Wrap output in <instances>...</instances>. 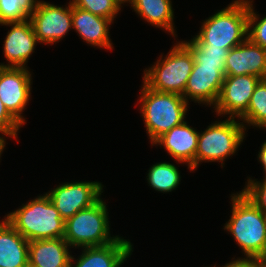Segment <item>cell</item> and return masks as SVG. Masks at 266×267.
Instances as JSON below:
<instances>
[{"label": "cell", "mask_w": 266, "mask_h": 267, "mask_svg": "<svg viewBox=\"0 0 266 267\" xmlns=\"http://www.w3.org/2000/svg\"><path fill=\"white\" fill-rule=\"evenodd\" d=\"M230 195L231 216L223 229L234 237L245 258L266 261V214L241 191Z\"/></svg>", "instance_id": "obj_1"}, {"label": "cell", "mask_w": 266, "mask_h": 267, "mask_svg": "<svg viewBox=\"0 0 266 267\" xmlns=\"http://www.w3.org/2000/svg\"><path fill=\"white\" fill-rule=\"evenodd\" d=\"M28 201L3 218L28 241L64 238L65 221L49 196L39 194Z\"/></svg>", "instance_id": "obj_2"}, {"label": "cell", "mask_w": 266, "mask_h": 267, "mask_svg": "<svg viewBox=\"0 0 266 267\" xmlns=\"http://www.w3.org/2000/svg\"><path fill=\"white\" fill-rule=\"evenodd\" d=\"M139 94V110L151 144L185 121L189 103L183 96L152 90L144 83Z\"/></svg>", "instance_id": "obj_3"}, {"label": "cell", "mask_w": 266, "mask_h": 267, "mask_svg": "<svg viewBox=\"0 0 266 267\" xmlns=\"http://www.w3.org/2000/svg\"><path fill=\"white\" fill-rule=\"evenodd\" d=\"M248 0H234L206 18L192 38L198 44L232 49L248 38Z\"/></svg>", "instance_id": "obj_4"}, {"label": "cell", "mask_w": 266, "mask_h": 267, "mask_svg": "<svg viewBox=\"0 0 266 267\" xmlns=\"http://www.w3.org/2000/svg\"><path fill=\"white\" fill-rule=\"evenodd\" d=\"M176 42L164 59L161 54L151 67L143 71L142 83L152 90L183 96L194 58L181 41Z\"/></svg>", "instance_id": "obj_5"}, {"label": "cell", "mask_w": 266, "mask_h": 267, "mask_svg": "<svg viewBox=\"0 0 266 267\" xmlns=\"http://www.w3.org/2000/svg\"><path fill=\"white\" fill-rule=\"evenodd\" d=\"M107 207L101 197L95 204L78 211L65 221L64 239L72 248L103 246L120 237L110 234Z\"/></svg>", "instance_id": "obj_6"}, {"label": "cell", "mask_w": 266, "mask_h": 267, "mask_svg": "<svg viewBox=\"0 0 266 267\" xmlns=\"http://www.w3.org/2000/svg\"><path fill=\"white\" fill-rule=\"evenodd\" d=\"M246 133V128L239 119L228 117L209 124L204 131H199L195 170L203 162H219L224 168V161L235 155Z\"/></svg>", "instance_id": "obj_7"}, {"label": "cell", "mask_w": 266, "mask_h": 267, "mask_svg": "<svg viewBox=\"0 0 266 267\" xmlns=\"http://www.w3.org/2000/svg\"><path fill=\"white\" fill-rule=\"evenodd\" d=\"M29 20L40 44H56L73 29L72 2L65 7L39 0Z\"/></svg>", "instance_id": "obj_8"}, {"label": "cell", "mask_w": 266, "mask_h": 267, "mask_svg": "<svg viewBox=\"0 0 266 267\" xmlns=\"http://www.w3.org/2000/svg\"><path fill=\"white\" fill-rule=\"evenodd\" d=\"M54 187L46 194L64 221L95 204L104 191L99 181L64 182Z\"/></svg>", "instance_id": "obj_9"}, {"label": "cell", "mask_w": 266, "mask_h": 267, "mask_svg": "<svg viewBox=\"0 0 266 267\" xmlns=\"http://www.w3.org/2000/svg\"><path fill=\"white\" fill-rule=\"evenodd\" d=\"M32 75L29 68L0 67V100L22 125L26 123L23 112L31 99Z\"/></svg>", "instance_id": "obj_10"}, {"label": "cell", "mask_w": 266, "mask_h": 267, "mask_svg": "<svg viewBox=\"0 0 266 267\" xmlns=\"http://www.w3.org/2000/svg\"><path fill=\"white\" fill-rule=\"evenodd\" d=\"M260 80L253 75L225 76L213 112L218 116L239 119L247 111Z\"/></svg>", "instance_id": "obj_11"}, {"label": "cell", "mask_w": 266, "mask_h": 267, "mask_svg": "<svg viewBox=\"0 0 266 267\" xmlns=\"http://www.w3.org/2000/svg\"><path fill=\"white\" fill-rule=\"evenodd\" d=\"M225 79V69L219 64L195 63L183 93L184 99L214 107Z\"/></svg>", "instance_id": "obj_12"}, {"label": "cell", "mask_w": 266, "mask_h": 267, "mask_svg": "<svg viewBox=\"0 0 266 267\" xmlns=\"http://www.w3.org/2000/svg\"><path fill=\"white\" fill-rule=\"evenodd\" d=\"M0 25L10 27L3 44V54L8 63H0V67L29 68L28 60L39 44L30 20Z\"/></svg>", "instance_id": "obj_13"}, {"label": "cell", "mask_w": 266, "mask_h": 267, "mask_svg": "<svg viewBox=\"0 0 266 267\" xmlns=\"http://www.w3.org/2000/svg\"><path fill=\"white\" fill-rule=\"evenodd\" d=\"M199 131L185 120L181 125L173 127L160 136L152 146H164V149L177 164H186L189 171L195 170V154Z\"/></svg>", "instance_id": "obj_14"}, {"label": "cell", "mask_w": 266, "mask_h": 267, "mask_svg": "<svg viewBox=\"0 0 266 267\" xmlns=\"http://www.w3.org/2000/svg\"><path fill=\"white\" fill-rule=\"evenodd\" d=\"M225 76L253 75L266 79V49L248 38L228 51Z\"/></svg>", "instance_id": "obj_15"}, {"label": "cell", "mask_w": 266, "mask_h": 267, "mask_svg": "<svg viewBox=\"0 0 266 267\" xmlns=\"http://www.w3.org/2000/svg\"><path fill=\"white\" fill-rule=\"evenodd\" d=\"M79 249L81 255H72L70 267H121L131 256L133 244L120 236L110 244Z\"/></svg>", "instance_id": "obj_16"}, {"label": "cell", "mask_w": 266, "mask_h": 267, "mask_svg": "<svg viewBox=\"0 0 266 267\" xmlns=\"http://www.w3.org/2000/svg\"><path fill=\"white\" fill-rule=\"evenodd\" d=\"M113 21L72 4V26L77 35L88 45L113 50L109 29Z\"/></svg>", "instance_id": "obj_17"}, {"label": "cell", "mask_w": 266, "mask_h": 267, "mask_svg": "<svg viewBox=\"0 0 266 267\" xmlns=\"http://www.w3.org/2000/svg\"><path fill=\"white\" fill-rule=\"evenodd\" d=\"M71 248L64 238L29 241L28 267H70Z\"/></svg>", "instance_id": "obj_18"}, {"label": "cell", "mask_w": 266, "mask_h": 267, "mask_svg": "<svg viewBox=\"0 0 266 267\" xmlns=\"http://www.w3.org/2000/svg\"><path fill=\"white\" fill-rule=\"evenodd\" d=\"M29 241L5 218L0 221V267H28Z\"/></svg>", "instance_id": "obj_19"}, {"label": "cell", "mask_w": 266, "mask_h": 267, "mask_svg": "<svg viewBox=\"0 0 266 267\" xmlns=\"http://www.w3.org/2000/svg\"><path fill=\"white\" fill-rule=\"evenodd\" d=\"M131 9L145 22L176 37L172 0H130Z\"/></svg>", "instance_id": "obj_20"}, {"label": "cell", "mask_w": 266, "mask_h": 267, "mask_svg": "<svg viewBox=\"0 0 266 267\" xmlns=\"http://www.w3.org/2000/svg\"><path fill=\"white\" fill-rule=\"evenodd\" d=\"M147 183L152 189L161 193H169L179 186L181 175L178 167L170 162L153 164L146 176Z\"/></svg>", "instance_id": "obj_21"}, {"label": "cell", "mask_w": 266, "mask_h": 267, "mask_svg": "<svg viewBox=\"0 0 266 267\" xmlns=\"http://www.w3.org/2000/svg\"><path fill=\"white\" fill-rule=\"evenodd\" d=\"M239 120L246 129L250 126L266 129V79L260 80L256 85L247 111Z\"/></svg>", "instance_id": "obj_22"}, {"label": "cell", "mask_w": 266, "mask_h": 267, "mask_svg": "<svg viewBox=\"0 0 266 267\" xmlns=\"http://www.w3.org/2000/svg\"><path fill=\"white\" fill-rule=\"evenodd\" d=\"M39 0H0V24L29 19Z\"/></svg>", "instance_id": "obj_23"}, {"label": "cell", "mask_w": 266, "mask_h": 267, "mask_svg": "<svg viewBox=\"0 0 266 267\" xmlns=\"http://www.w3.org/2000/svg\"><path fill=\"white\" fill-rule=\"evenodd\" d=\"M192 53L195 63H210L225 66L230 49L211 47L208 44H198L193 38L181 41Z\"/></svg>", "instance_id": "obj_24"}, {"label": "cell", "mask_w": 266, "mask_h": 267, "mask_svg": "<svg viewBox=\"0 0 266 267\" xmlns=\"http://www.w3.org/2000/svg\"><path fill=\"white\" fill-rule=\"evenodd\" d=\"M71 2L75 7L111 19L113 22L122 8L116 0H71Z\"/></svg>", "instance_id": "obj_25"}, {"label": "cell", "mask_w": 266, "mask_h": 267, "mask_svg": "<svg viewBox=\"0 0 266 267\" xmlns=\"http://www.w3.org/2000/svg\"><path fill=\"white\" fill-rule=\"evenodd\" d=\"M253 3V0H248V39L266 49V16L257 14Z\"/></svg>", "instance_id": "obj_26"}, {"label": "cell", "mask_w": 266, "mask_h": 267, "mask_svg": "<svg viewBox=\"0 0 266 267\" xmlns=\"http://www.w3.org/2000/svg\"><path fill=\"white\" fill-rule=\"evenodd\" d=\"M247 178L241 192L266 214V177L260 181L250 177Z\"/></svg>", "instance_id": "obj_27"}, {"label": "cell", "mask_w": 266, "mask_h": 267, "mask_svg": "<svg viewBox=\"0 0 266 267\" xmlns=\"http://www.w3.org/2000/svg\"><path fill=\"white\" fill-rule=\"evenodd\" d=\"M22 124L7 110L0 100V134L5 138H18Z\"/></svg>", "instance_id": "obj_28"}, {"label": "cell", "mask_w": 266, "mask_h": 267, "mask_svg": "<svg viewBox=\"0 0 266 267\" xmlns=\"http://www.w3.org/2000/svg\"><path fill=\"white\" fill-rule=\"evenodd\" d=\"M232 259H233L232 261H229L228 263L220 267H258L259 262H260L258 259H255V258L237 257L236 259L234 257ZM211 267H218V266L212 265Z\"/></svg>", "instance_id": "obj_29"}, {"label": "cell", "mask_w": 266, "mask_h": 267, "mask_svg": "<svg viewBox=\"0 0 266 267\" xmlns=\"http://www.w3.org/2000/svg\"><path fill=\"white\" fill-rule=\"evenodd\" d=\"M257 158L259 163L263 166L264 177H266V140L262 143Z\"/></svg>", "instance_id": "obj_30"}, {"label": "cell", "mask_w": 266, "mask_h": 267, "mask_svg": "<svg viewBox=\"0 0 266 267\" xmlns=\"http://www.w3.org/2000/svg\"><path fill=\"white\" fill-rule=\"evenodd\" d=\"M5 140H7V139L0 135V160L2 157L1 155L3 154V151L6 147V141Z\"/></svg>", "instance_id": "obj_31"}, {"label": "cell", "mask_w": 266, "mask_h": 267, "mask_svg": "<svg viewBox=\"0 0 266 267\" xmlns=\"http://www.w3.org/2000/svg\"><path fill=\"white\" fill-rule=\"evenodd\" d=\"M122 7L124 3H130V0H116Z\"/></svg>", "instance_id": "obj_32"}, {"label": "cell", "mask_w": 266, "mask_h": 267, "mask_svg": "<svg viewBox=\"0 0 266 267\" xmlns=\"http://www.w3.org/2000/svg\"><path fill=\"white\" fill-rule=\"evenodd\" d=\"M258 267H266V261H260Z\"/></svg>", "instance_id": "obj_33"}]
</instances>
